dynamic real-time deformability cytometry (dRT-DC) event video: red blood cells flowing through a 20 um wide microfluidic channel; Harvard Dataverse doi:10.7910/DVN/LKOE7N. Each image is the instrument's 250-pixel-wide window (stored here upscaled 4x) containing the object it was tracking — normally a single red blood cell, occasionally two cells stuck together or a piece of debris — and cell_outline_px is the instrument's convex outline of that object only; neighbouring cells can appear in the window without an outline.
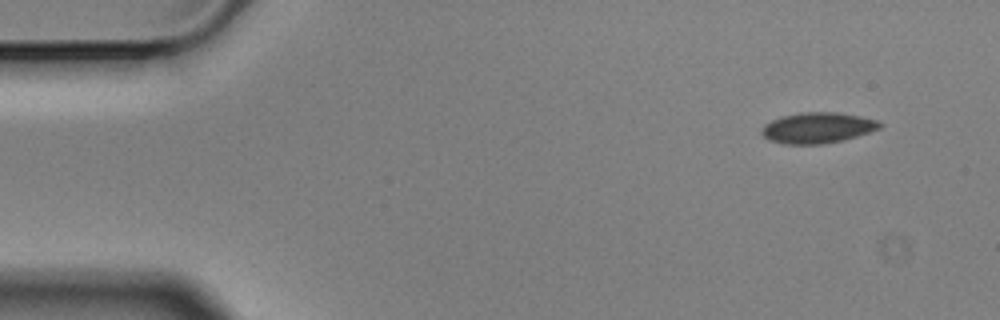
{"species": "Egyptian fruit bat (a non-hibernating species)", "species_latin": "Rousettus aegyptiacus", "temperature_condition": "cold", "stored_images_in_passage": 53, "camera_frame_rate_fps": 3000, "um_per_image_px": 0.085, "animal": {"sex": "male"}, "frame": {"image": 1, "passage_image": 1, "time_ms": 0.0, "image_size_px": [1000, 320], "cell_outline_px": [[884, 124], [880, 128], [844, 140], [820, 144], [784, 144], [768, 140], [760, 132], [760, 128], [764, 124], [780, 116], [800, 112], [836, 112], [860, 116], [876, 120]], "centroid_in_image_um": [69.45, 10.86], "position_along_channel_um": 15.6, "area_um2": 21.27}}
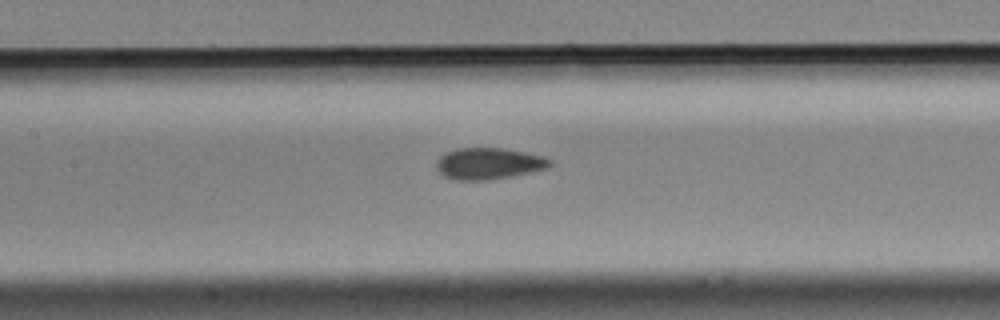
{"frame": {"image": 2, "passage_image": 22, "time_ms": 7.0, "image_size_px": [1000, 320], "cell_outline_px": [[552, 164], [548, 168], [512, 176], [488, 180], [456, 180], [444, 176], [436, 168], [436, 160], [444, 152], [456, 148], [504, 148], [544, 156], [552, 160]], "centroid_in_image_um": [41.53, 13.89], "position_along_channel_um": 165.9, "area_um2": 20.98}}
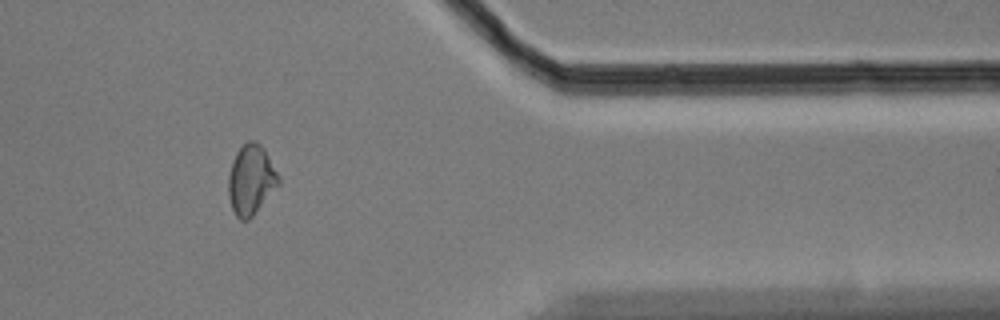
{"frame": {"image": 3, "passage_image": 43, "time_ms": 14.0, "image_size_px": [1000, 320], "cell_outline_px": [[280, 184], [252, 216], [248, 220], [240, 220], [236, 216], [232, 208], [228, 196], [228, 176], [232, 160], [236, 152], [248, 140], [256, 140], [264, 148], [280, 180]], "centroid_in_image_um": [21.32, 15.28], "position_along_channel_um": 390.1, "area_um2": 20.35}, "authors_computed_cell_mechanics": {"area_um2": 20.519, "velocity_mm_per_s": 3.51, "shape_relaxation_time_tau1_ms": 6.1169, "shape_relaxation_time_tau2_ms": 6.8449, "deformation_change_tau1": 0.0964, "deformation_change_tau2": 0.0852}}